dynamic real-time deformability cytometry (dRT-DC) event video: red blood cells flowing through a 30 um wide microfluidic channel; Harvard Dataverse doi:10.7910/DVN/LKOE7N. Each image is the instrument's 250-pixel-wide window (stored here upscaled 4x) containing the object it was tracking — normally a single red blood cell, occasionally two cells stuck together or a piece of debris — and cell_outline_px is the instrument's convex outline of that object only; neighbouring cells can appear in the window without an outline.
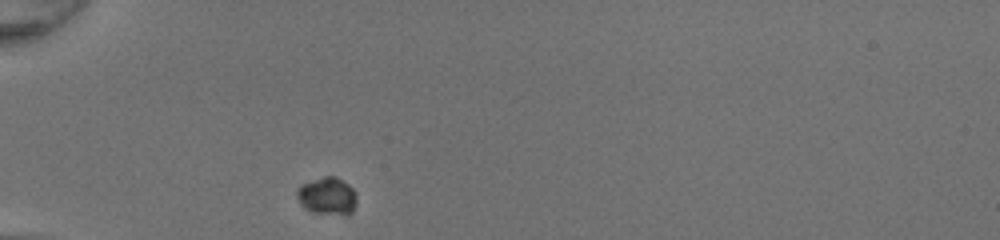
{"species": "common noctule bat (a hibernating species)", "species_latin": "Nyctalus noctula", "temperature_condition": "room temperature", "stored_images_in_passage": 15, "camera_frame_rate_fps": 3000, "um_per_image_px": 0.085, "animal": {"sex": "female", "body_mass_g": 20.0, "forearm_length_mm": 54.0}, "frame": {"image": 1, "passage_image": 1, "time_ms": 0.0, "image_size_px": [1000, 240], "cell_outline_px": [[356, 204], [352, 212], [312, 212], [304, 208], [300, 204], [296, 196], [296, 192], [304, 184], [324, 176], [336, 176], [348, 184], [352, 188], [356, 196]], "centroid_in_image_um": [27.8, 16.63], "position_along_channel_um": 57.2, "area_um2": 12.48}}
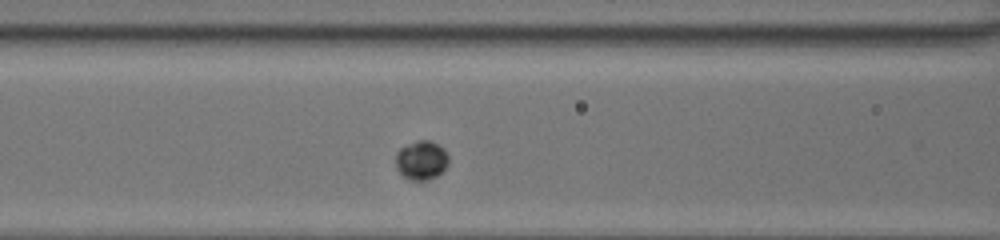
{"frame": {"image": 2, "passage_image": 8, "time_ms": 2.333, "image_size_px": [1000, 240], "cell_outline_px": [[448, 164], [436, 176], [428, 180], [408, 180], [396, 168], [396, 152], [400, 148], [408, 144], [420, 140], [428, 140], [444, 148], [448, 156]], "centroid_in_image_um": [35.8, 13.62], "position_along_channel_um": 130.8, "area_um2": 11.91}}
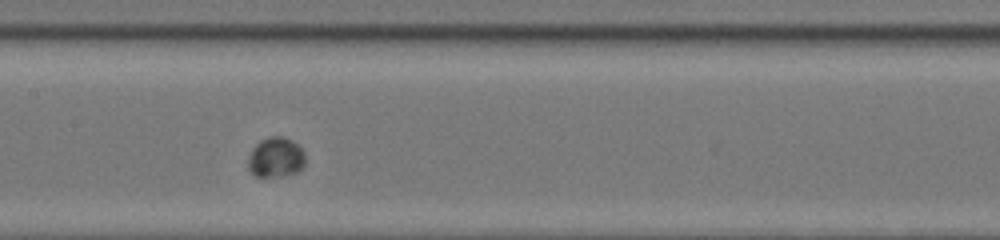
{"frame": {"image": 3, "passage_image": 12, "time_ms": 3.667, "image_size_px": [1000, 240], "cell_outline_px": [[304, 164], [296, 172], [276, 176], [252, 176], [248, 168], [248, 156], [252, 148], [260, 140], [268, 136], [280, 136], [292, 140], [304, 152]], "centroid_in_image_um": [23.39, 13.36], "position_along_channel_um": 184.0, "area_um2": 13.24}}